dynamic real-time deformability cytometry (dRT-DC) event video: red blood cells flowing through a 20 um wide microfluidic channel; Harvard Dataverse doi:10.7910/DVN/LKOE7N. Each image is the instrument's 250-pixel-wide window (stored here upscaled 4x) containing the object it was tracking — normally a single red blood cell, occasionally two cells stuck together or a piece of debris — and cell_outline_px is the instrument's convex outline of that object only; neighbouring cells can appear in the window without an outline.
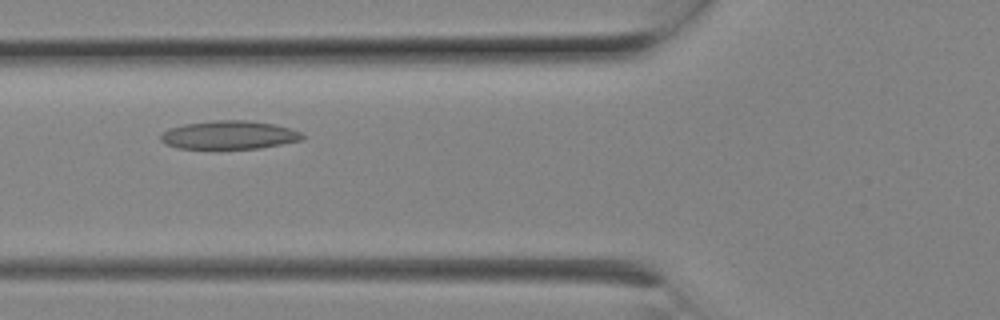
{"species": "Egyptian fruit bat (a non-hibernating species)", "species_latin": "Rousettus aegyptiacus", "temperature_condition": "room temperature", "stored_images_in_passage": 3, "camera_frame_rate_fps": 3000, "um_per_image_px": 0.085, "animal": {"sex": "female"}, "frame": {"image": 1, "passage_image": 2, "time_ms": 0.333, "image_size_px": [1000, 320], "cell_outline_px": [[304, 136], [300, 140], [260, 148], [176, 148], [160, 140], [160, 136], [168, 128], [184, 124], [216, 120], [244, 120], [276, 124], [292, 128], [300, 132]], "centroid_in_image_um": [19.48, 11.46], "position_along_channel_um": 106.3, "area_um2": 23.24}}
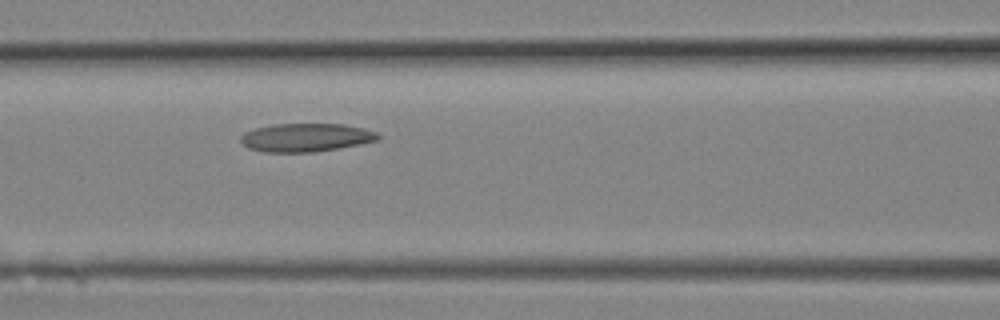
{"frame": {"image": 2, "passage_image": 3, "time_ms": 0.667, "image_size_px": [1000, 320], "cell_outline_px": [[380, 140], [316, 152], [264, 152], [248, 148], [240, 140], [240, 136], [244, 132], [256, 128], [272, 124], [344, 124], [364, 128], [376, 132], [380, 136]], "centroid_in_image_um": [26.0, 11.68], "position_along_channel_um": 140.6, "area_um2": 22.72}}